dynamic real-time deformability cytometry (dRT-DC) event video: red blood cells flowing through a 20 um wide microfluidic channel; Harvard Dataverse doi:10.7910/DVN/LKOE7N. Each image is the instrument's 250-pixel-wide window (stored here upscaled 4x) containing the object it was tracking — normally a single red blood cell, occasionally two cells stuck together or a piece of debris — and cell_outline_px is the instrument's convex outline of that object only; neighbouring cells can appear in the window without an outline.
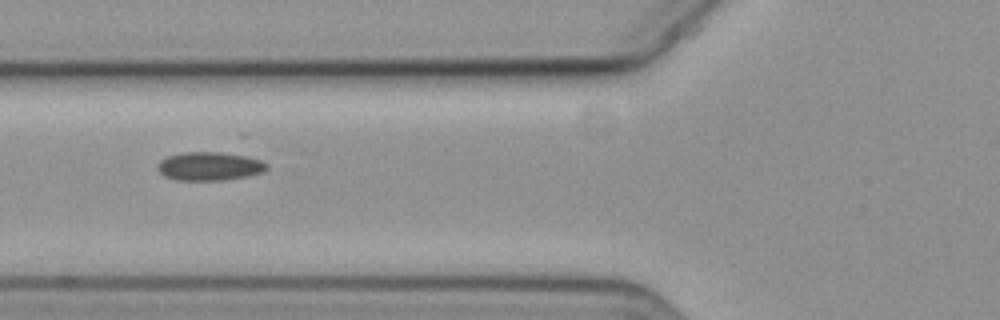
{"species": "common noctule bat (a hibernating species)", "species_latin": "Nyctalus noctula", "temperature_condition": "cold", "stored_images_in_passage": 8, "camera_frame_rate_fps": 3000, "um_per_image_px": 0.085, "animal": {"sex": "female", "body_mass_g": 19.3, "forearm_length_mm": 54.1}, "frame": {"image": 1, "passage_image": 7, "time_ms": 7.0, "image_size_px": [1000, 320], "cell_outline_px": [[268, 168], [264, 172], [248, 176], [224, 180], [176, 180], [164, 176], [156, 168], [160, 160], [168, 156], [184, 152], [240, 152], [260, 160], [268, 164]], "centroid_in_image_um": [17.86, 14.11], "position_along_channel_um": 107.9, "area_um2": 18.61}}
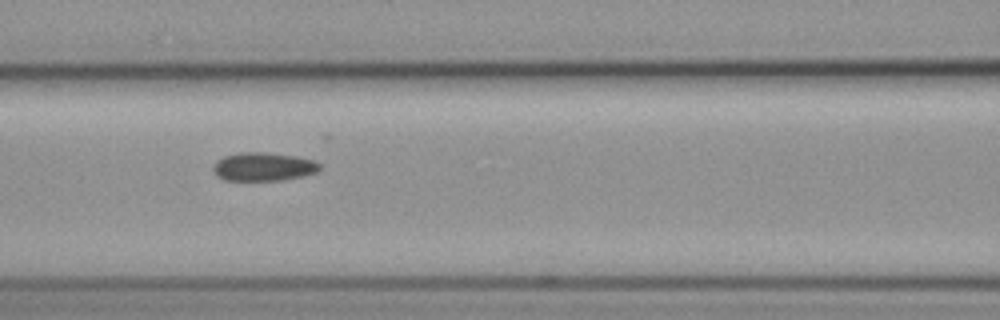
{"frame": {"image": 2, "passage_image": 8, "time_ms": 8.0, "image_size_px": [1000, 320], "cell_outline_px": [[320, 168], [316, 172], [300, 176], [280, 180], [224, 180], [216, 176], [212, 172], [212, 168], [216, 160], [224, 156], [240, 152], [264, 152], [296, 156], [312, 160], [320, 164]], "centroid_in_image_um": [22.32, 14.16], "position_along_channel_um": 144.3, "area_um2": 17.63}}